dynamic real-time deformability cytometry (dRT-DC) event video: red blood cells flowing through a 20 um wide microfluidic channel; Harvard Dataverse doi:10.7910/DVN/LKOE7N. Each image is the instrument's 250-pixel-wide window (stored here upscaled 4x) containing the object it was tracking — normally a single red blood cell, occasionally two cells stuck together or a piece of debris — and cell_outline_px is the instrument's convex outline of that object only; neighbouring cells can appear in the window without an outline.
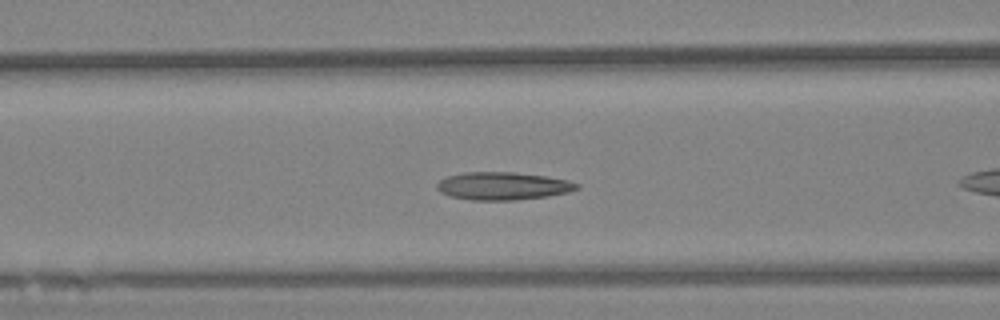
{"species": "Egyptian fruit bat (a non-hibernating species)", "species_latin": "Rousettus aegyptiacus", "temperature_condition": "warm", "stored_images_in_passage": 35, "camera_frame_rate_fps": 3000, "um_per_image_px": 0.085, "animal": {"sex": "female"}, "frame": {"image": 1, "passage_image": 8, "time_ms": 2.333, "image_size_px": [1000, 320], "cell_outline_px": [[580, 188], [568, 192], [548, 196], [516, 200], [472, 200], [452, 196], [440, 192], [436, 188], [436, 184], [440, 180], [448, 176], [464, 172], [516, 172], [544, 176], [568, 180], [580, 184]], "centroid_in_image_um": [42.76, 15.8], "position_along_channel_um": 123.8, "area_um2": 22.66}}
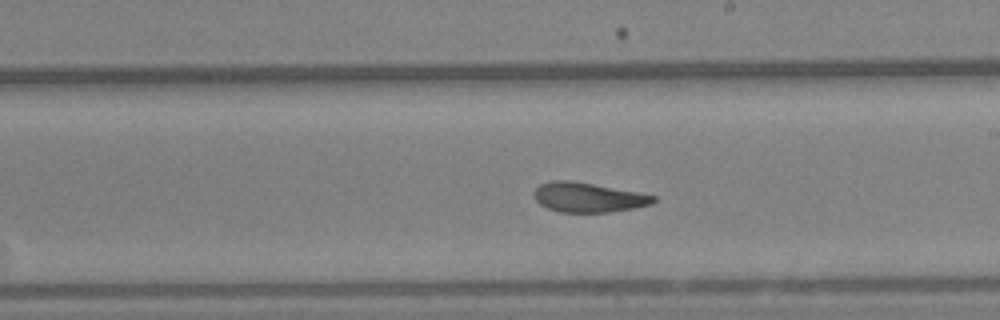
{"frame": {"image": 2, "passage_image": 19, "time_ms": 6.0, "image_size_px": [1000, 320], "cell_outline_px": [[656, 200], [652, 204], [612, 212], [560, 212], [548, 208], [540, 204], [536, 200], [532, 192], [540, 184], [552, 180], [572, 180], [636, 192], [656, 196]], "centroid_in_image_um": [49.96, 16.77], "position_along_channel_um": 239.0, "area_um2": 20.52}}
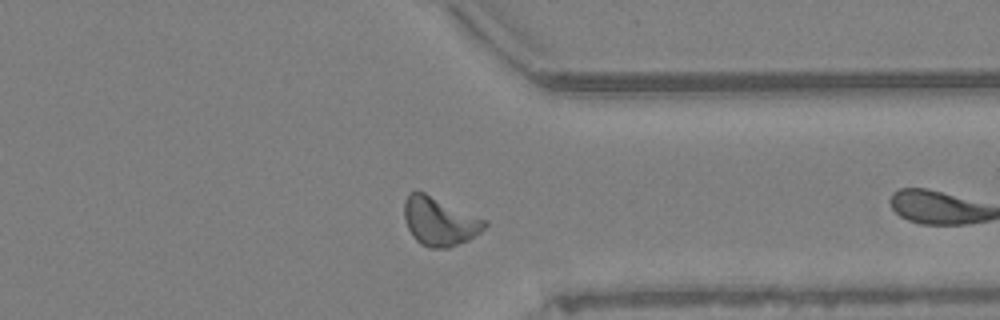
{"frame": {"image": 3, "passage_image": 32, "time_ms": 10.333, "image_size_px": [1000, 320], "cell_outline_px": [[488, 224], [480, 232], [468, 240], [448, 248], [428, 248], [420, 244], [412, 236], [404, 220], [404, 200], [408, 192], [416, 188], [488, 220]], "centroid_in_image_um": [37.33, 18.78], "position_along_channel_um": 374.1, "area_um2": 23.24}}